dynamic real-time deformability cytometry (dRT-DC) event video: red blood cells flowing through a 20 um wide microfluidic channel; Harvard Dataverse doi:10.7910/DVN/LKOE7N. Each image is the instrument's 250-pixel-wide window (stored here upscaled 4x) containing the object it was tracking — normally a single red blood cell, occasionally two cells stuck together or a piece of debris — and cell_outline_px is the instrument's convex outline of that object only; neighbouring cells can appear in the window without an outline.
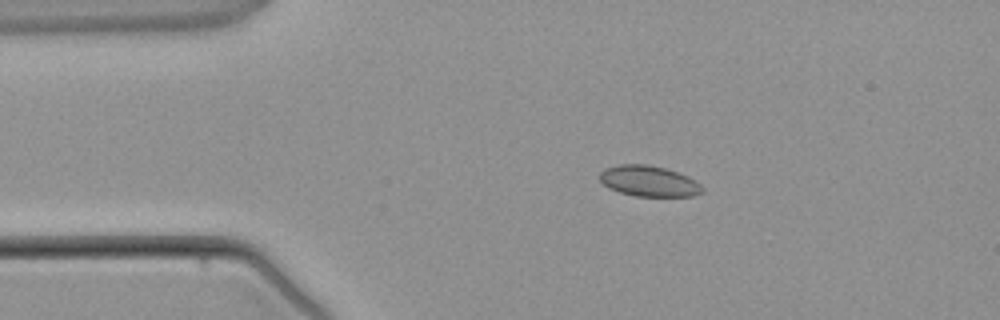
{"species": "common noctule bat (a hibernating species)", "species_latin": "Nyctalus noctula", "temperature_condition": "warm", "stored_images_in_passage": 3, "camera_frame_rate_fps": 3000, "um_per_image_px": 0.085, "animal": {"sex": "male", "body_mass_g": 21.5, "forearm_length_mm": 52.0}, "frame": {"image": 1, "passage_image": 2, "time_ms": 1.333, "image_size_px": [1000, 320], "cell_outline_px": [[704, 192], [692, 196], [636, 196], [620, 192], [608, 188], [600, 180], [600, 172], [604, 168], [620, 164], [648, 164], [664, 168], [688, 176], [700, 184], [704, 188]], "centroid_in_image_um": [55.15, 15.39], "position_along_channel_um": 29.8, "area_um2": 18.38}}